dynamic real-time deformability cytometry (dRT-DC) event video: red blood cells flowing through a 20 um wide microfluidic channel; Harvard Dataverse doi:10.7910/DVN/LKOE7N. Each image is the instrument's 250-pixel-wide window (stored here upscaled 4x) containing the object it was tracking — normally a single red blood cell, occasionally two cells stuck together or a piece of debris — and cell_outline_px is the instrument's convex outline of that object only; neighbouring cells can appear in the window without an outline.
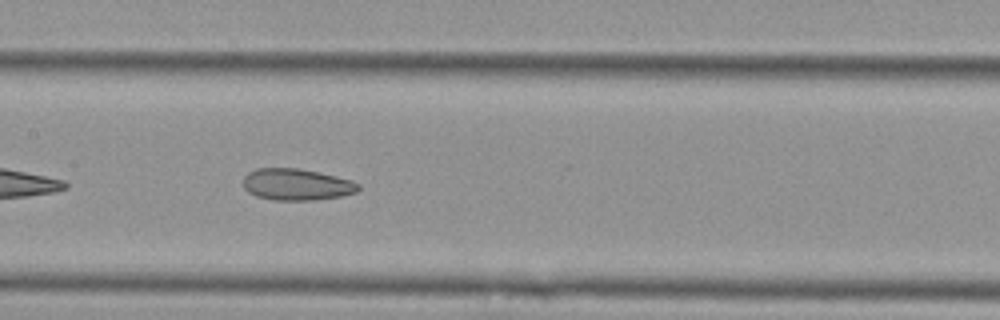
{"species": "Egyptian fruit bat (a non-hibernating species)", "species_latin": "Rousettus aegyptiacus", "temperature_condition": "cold", "stored_images_in_passage": 39, "camera_frame_rate_fps": 3000, "um_per_image_px": 0.085, "animal": {"sex": "female"}, "frame": {"image": 1, "passage_image": 12, "time_ms": 3.667, "image_size_px": [1000, 320], "cell_outline_px": [[360, 188], [356, 192], [340, 196], [316, 200], [272, 200], [256, 196], [248, 192], [244, 188], [244, 176], [248, 172], [256, 168], [300, 168], [336, 176], [352, 180], [360, 184]], "centroid_in_image_um": [25.21, 15.68], "position_along_channel_um": 182.2, "area_um2": 21.33}, "authors_computed_cell_mechanics": {"area_um2": 22.1952, "velocity_mm_per_s": 3.6151, "shape_relaxation_time_tau1_ms": null, "shape_relaxation_time_tau2_ms": 3.8261, "deformation_change_tau1": null, "deformation_change_tau2": 0.1143}}